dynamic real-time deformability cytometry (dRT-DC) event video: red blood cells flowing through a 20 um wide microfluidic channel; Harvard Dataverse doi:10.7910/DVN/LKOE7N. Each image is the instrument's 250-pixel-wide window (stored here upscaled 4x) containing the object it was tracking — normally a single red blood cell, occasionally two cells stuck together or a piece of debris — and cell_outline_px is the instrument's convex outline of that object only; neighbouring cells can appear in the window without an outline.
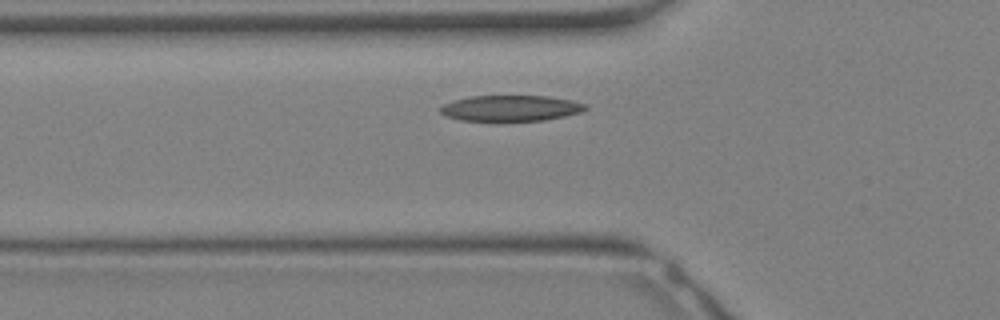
{"species": "Egyptian fruit bat (a non-hibernating species)", "species_latin": "Rousettus aegyptiacus", "temperature_condition": "warm", "stored_images_in_passage": 22, "camera_frame_rate_fps": 3000, "um_per_image_px": 0.085, "animal": {"sex": "female"}, "frame": {"image": 1, "passage_image": 4, "time_ms": 1.0, "image_size_px": [1000, 320], "cell_outline_px": [[588, 108], [580, 112], [564, 116], [544, 120], [500, 124], [496, 124], [460, 120], [448, 116], [440, 112], [440, 108], [444, 104], [452, 100], [472, 96], [548, 96], [572, 100], [588, 104]], "centroid_in_image_um": [43.39, 9.24], "position_along_channel_um": 82.4, "area_um2": 22.89}}
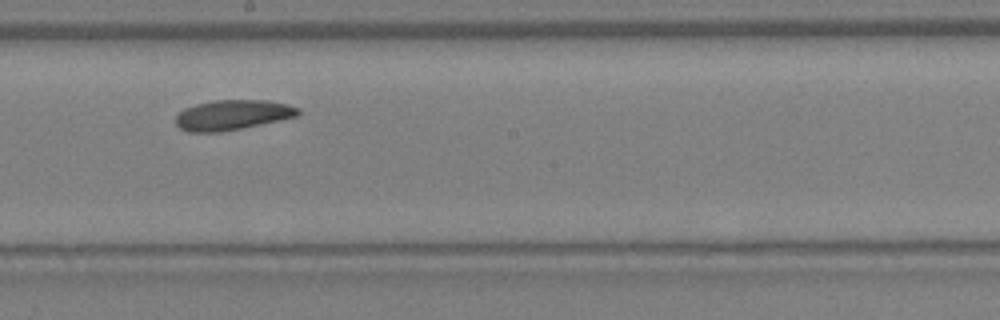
{"frame": {"image": 2, "passage_image": 11, "time_ms": 3.333, "image_size_px": [1000, 320], "cell_outline_px": [[300, 116], [220, 132], [188, 132], [180, 128], [176, 124], [176, 116], [184, 108], [196, 104], [216, 100], [268, 100], [288, 104], [300, 108]], "centroid_in_image_um": [19.78, 9.76], "position_along_channel_um": 228.4, "area_um2": 21.44}}
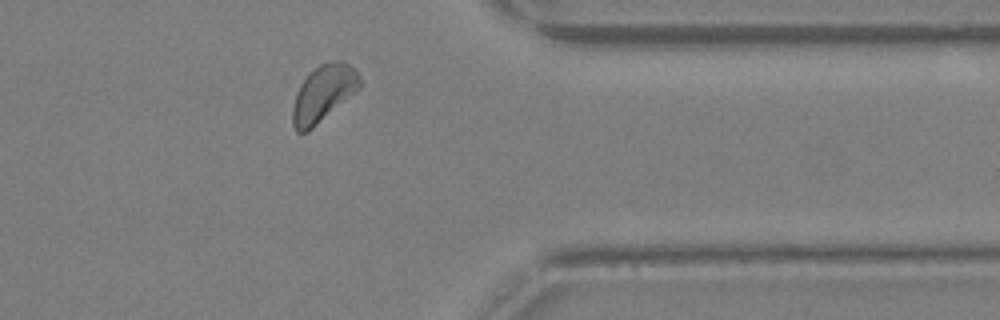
{"frame": {"image": 3, "passage_image": 19, "time_ms": 6.0, "image_size_px": [1000, 320], "cell_outline_px": [[360, 88], [308, 132], [296, 132], [292, 124], [292, 108], [300, 84], [320, 64], [336, 60], [344, 60], [356, 72], [360, 80]], "centroid_in_image_um": [27.47, 7.96], "position_along_channel_um": 383.9, "area_um2": 21.68}}